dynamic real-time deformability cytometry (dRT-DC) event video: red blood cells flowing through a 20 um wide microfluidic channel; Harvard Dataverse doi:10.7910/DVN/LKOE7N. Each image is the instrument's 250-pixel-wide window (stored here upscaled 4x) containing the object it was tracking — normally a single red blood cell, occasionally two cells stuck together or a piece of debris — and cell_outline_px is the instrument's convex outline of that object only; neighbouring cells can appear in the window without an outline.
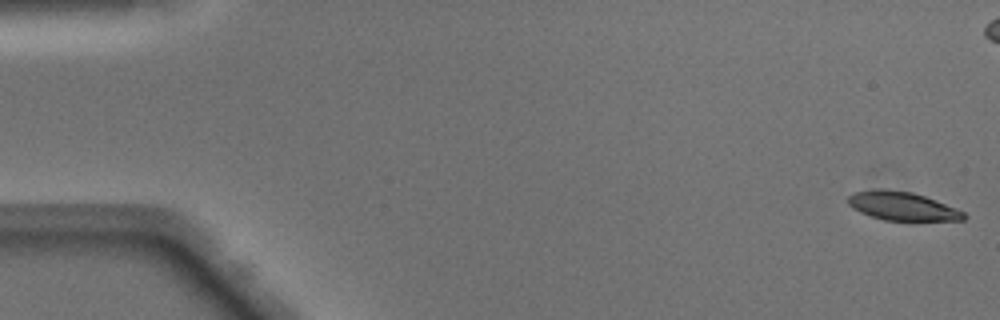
{"species": "Egyptian fruit bat (a non-hibernating species)", "species_latin": "Rousettus aegyptiacus", "temperature_condition": "warm", "stored_images_in_passage": 50, "camera_frame_rate_fps": 3000, "um_per_image_px": 0.085, "animal": {"sex": "male"}, "frame": {"image": 1, "passage_image": 1, "time_ms": 0.0, "image_size_px": [1000, 320], "cell_outline_px": [[968, 216], [964, 220], [884, 220], [860, 212], [852, 208], [848, 204], [848, 196], [852, 192], [876, 188], [884, 188], [912, 192], [924, 196], [956, 208], [964, 212]], "centroid_in_image_um": [76.65, 17.5], "position_along_channel_um": 8.3, "area_um2": 19.31}}
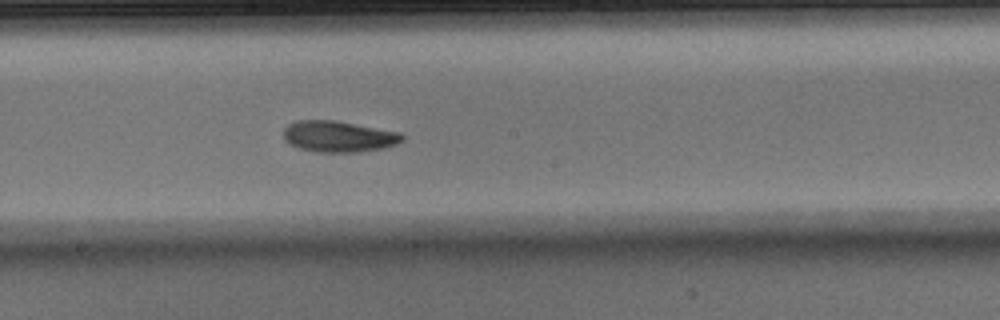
{"frame": {"image": 2, "passage_image": 27, "time_ms": 8.667, "image_size_px": [1000, 320], "cell_outline_px": [[404, 140], [396, 144], [384, 148], [360, 152], [316, 152], [300, 148], [288, 144], [284, 140], [284, 128], [288, 124], [296, 120], [336, 120], [400, 132], [404, 136]], "centroid_in_image_um": [28.77, 11.6], "position_along_channel_um": 219.4, "area_um2": 21.79}}
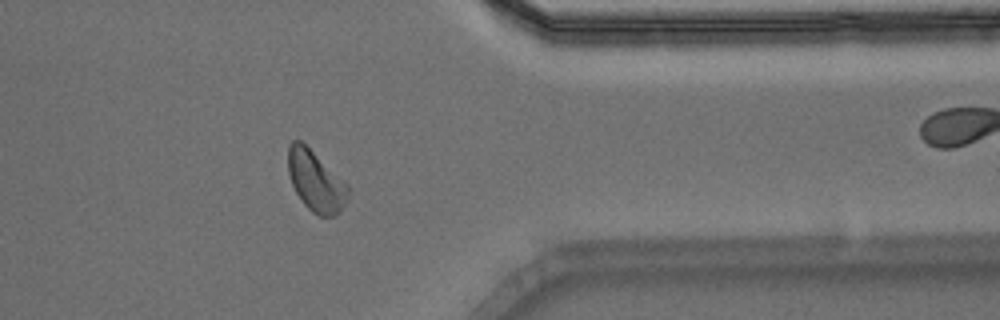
{"frame": {"image": 3, "passage_image": 40, "time_ms": 13.0, "image_size_px": [1000, 320], "cell_outline_px": [[348, 192], [344, 204], [340, 212], [336, 216], [320, 216], [312, 212], [304, 204], [296, 192], [292, 184], [288, 172], [288, 144], [292, 140], [300, 140], [344, 180], [348, 184]], "centroid_in_image_um": [26.82, 15.39], "position_along_channel_um": 384.6, "area_um2": 20.98}, "authors_computed_cell_mechanics": {"area_um2": 21.0392, "velocity_mm_per_s": 4.0903, "shape_relaxation_time_tau1_ms": 4.2698, "shape_relaxation_time_tau2_ms": 3.2147, "deformation_change_tau1": 0.1379, "deformation_change_tau2": 0.1052}}